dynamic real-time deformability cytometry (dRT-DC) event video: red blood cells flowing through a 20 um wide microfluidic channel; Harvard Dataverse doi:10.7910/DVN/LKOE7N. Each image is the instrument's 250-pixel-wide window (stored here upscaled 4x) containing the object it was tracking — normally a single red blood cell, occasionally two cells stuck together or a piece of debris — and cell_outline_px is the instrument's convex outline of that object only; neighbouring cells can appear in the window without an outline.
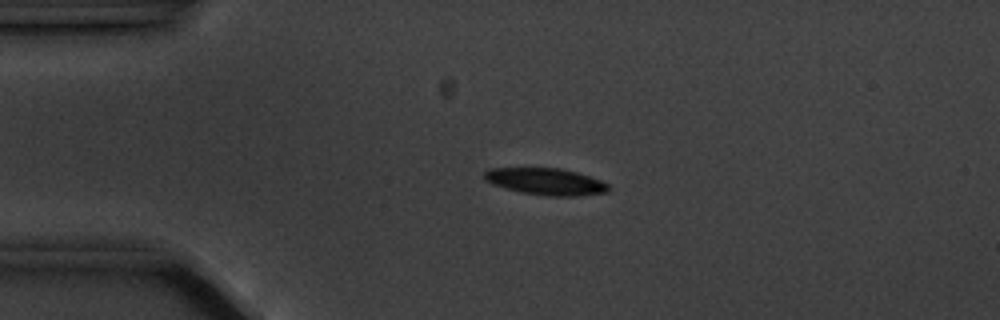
{"species": "common noctule bat (a hibernating species)", "species_latin": "Nyctalus noctula", "temperature_condition": "cold", "stored_images_in_passage": 3, "camera_frame_rate_fps": 3000, "um_per_image_px": 0.085, "animal": {"sex": "male", "body_mass_g": 20.1, "forearm_length_mm": 53.5}, "frame": {"image": 1, "passage_image": 1, "time_ms": 0.0, "image_size_px": [1000, 320], "cell_outline_px": [[612, 188], [608, 192], [580, 196], [552, 196], [524, 192], [492, 184], [484, 180], [484, 172], [488, 168], [560, 168], [576, 172], [600, 180], [608, 184]], "centroid_in_image_um": [46.42, 15.42], "position_along_channel_um": 38.6, "area_um2": 19.25}}